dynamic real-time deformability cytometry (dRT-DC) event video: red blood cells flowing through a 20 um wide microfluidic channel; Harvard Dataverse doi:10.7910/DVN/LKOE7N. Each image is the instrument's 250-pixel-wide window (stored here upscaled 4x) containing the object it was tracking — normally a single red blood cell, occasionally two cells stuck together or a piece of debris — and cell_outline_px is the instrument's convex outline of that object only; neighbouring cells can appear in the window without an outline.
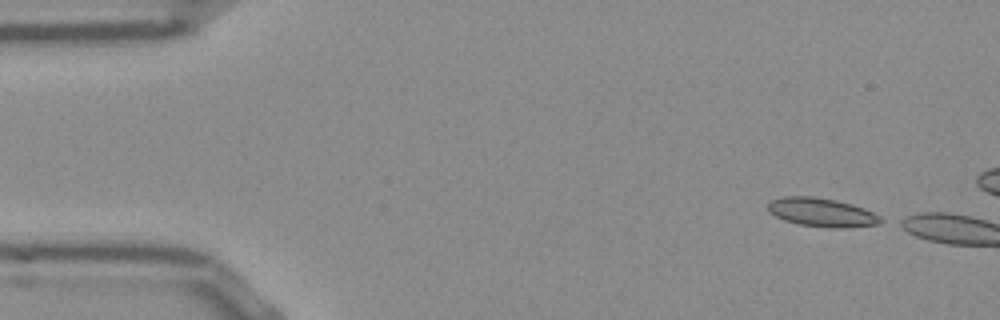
{"species": "Egyptian fruit bat (a non-hibernating species)", "species_latin": "Rousettus aegyptiacus", "temperature_condition": "room temperature", "stored_images_in_passage": 6, "camera_frame_rate_fps": 3000, "um_per_image_px": 0.085, "frame": {"image": 1, "passage_image": 1, "time_ms": 0.0, "image_size_px": [1000, 320], "cell_outline_px": [[888, 220], [880, 224], [848, 228], [828, 228], [796, 224], [784, 220], [768, 212], [768, 204], [772, 200], [784, 196], [812, 196], [836, 200], [852, 204], [864, 208]], "centroid_in_image_um": [69.9, 18.07], "position_along_channel_um": 15.1, "area_um2": 19.19}}